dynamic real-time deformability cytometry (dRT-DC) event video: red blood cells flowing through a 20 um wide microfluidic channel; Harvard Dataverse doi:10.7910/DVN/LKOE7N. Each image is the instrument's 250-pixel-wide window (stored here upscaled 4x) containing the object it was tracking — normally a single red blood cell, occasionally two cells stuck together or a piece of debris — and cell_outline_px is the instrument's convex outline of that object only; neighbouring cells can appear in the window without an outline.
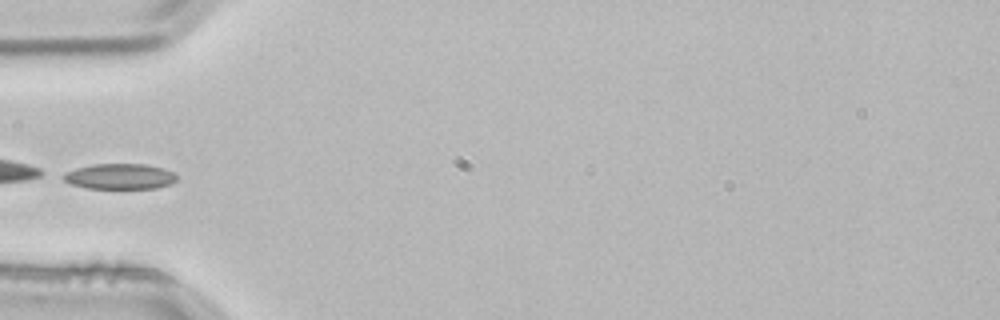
{"species": "common noctule bat (a hibernating species)", "species_latin": "Nyctalus noctula", "temperature_condition": "room temperature", "stored_images_in_passage": 4, "camera_frame_rate_fps": 3000, "um_per_image_px": 0.085, "animal": {"sex": "male", "body_mass_g": 21.5, "forearm_length_mm": 52.0}, "frame": {"image": 1, "passage_image": 4, "time_ms": 1.0, "image_size_px": [1000, 320], "cell_outline_px": [[176, 180], [168, 184], [156, 188], [84, 188], [72, 184], [64, 180], [64, 176], [68, 172], [76, 168], [96, 164], [144, 164], [160, 168], [172, 172], [176, 176]], "centroid_in_image_um": [10.18, 15.0], "position_along_channel_um": 74.8, "area_um2": 16.42}}